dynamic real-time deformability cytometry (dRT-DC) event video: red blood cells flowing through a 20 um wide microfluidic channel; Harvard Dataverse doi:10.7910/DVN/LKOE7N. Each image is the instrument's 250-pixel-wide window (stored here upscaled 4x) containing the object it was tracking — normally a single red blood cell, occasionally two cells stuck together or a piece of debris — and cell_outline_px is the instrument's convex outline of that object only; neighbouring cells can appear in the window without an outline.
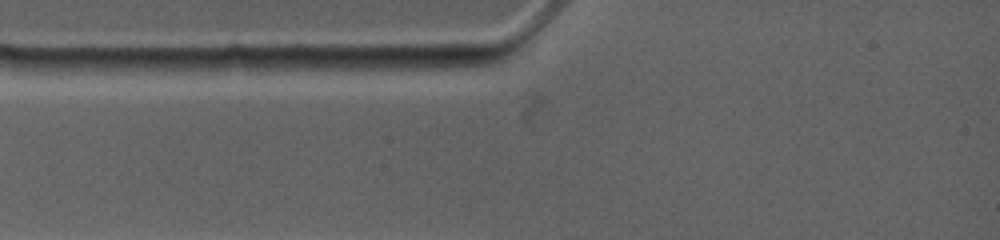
{"species": "common noctule bat (a hibernating species)", "species_latin": "Nyctalus noctula", "temperature_condition": "warm", "stored_images_in_passage": 2, "segment_of_instrument_passage": [1, 2], "camera_frame_rate_fps": 4500, "um_per_image_px": 0.085, "animal": {"sex": "female", "body_mass_g": 19.0, "forearm_length_mm": 53.3}, "frame": {"image": 1, "passage_image": 1, "time_ms": 0.0, "image_size_px": [1000, 240], "cell_outline_px": [[516, 44], [504, 60], [488, 64], [444, 72], [352, 68], [364, 56]], "centroid_in_image_um": [37.15, 5.04], "position_along_channel_um": 47.8, "area_um2": 19.54}}